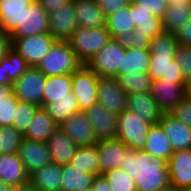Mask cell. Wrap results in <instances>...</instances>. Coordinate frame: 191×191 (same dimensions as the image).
<instances>
[{"mask_svg": "<svg viewBox=\"0 0 191 191\" xmlns=\"http://www.w3.org/2000/svg\"><path fill=\"white\" fill-rule=\"evenodd\" d=\"M0 65H5L6 75L13 83L30 67L20 54L12 48L1 58Z\"/></svg>", "mask_w": 191, "mask_h": 191, "instance_id": "cell-37", "label": "cell"}, {"mask_svg": "<svg viewBox=\"0 0 191 191\" xmlns=\"http://www.w3.org/2000/svg\"><path fill=\"white\" fill-rule=\"evenodd\" d=\"M50 34L60 41H67L78 28L72 0L48 14Z\"/></svg>", "mask_w": 191, "mask_h": 191, "instance_id": "cell-15", "label": "cell"}, {"mask_svg": "<svg viewBox=\"0 0 191 191\" xmlns=\"http://www.w3.org/2000/svg\"><path fill=\"white\" fill-rule=\"evenodd\" d=\"M84 191H94V190L92 189V187H90L88 189H85Z\"/></svg>", "mask_w": 191, "mask_h": 191, "instance_id": "cell-57", "label": "cell"}, {"mask_svg": "<svg viewBox=\"0 0 191 191\" xmlns=\"http://www.w3.org/2000/svg\"><path fill=\"white\" fill-rule=\"evenodd\" d=\"M52 163L65 165L71 162L78 145L58 125L46 142Z\"/></svg>", "mask_w": 191, "mask_h": 191, "instance_id": "cell-22", "label": "cell"}, {"mask_svg": "<svg viewBox=\"0 0 191 191\" xmlns=\"http://www.w3.org/2000/svg\"><path fill=\"white\" fill-rule=\"evenodd\" d=\"M0 84L13 86V82L6 75L5 65H0Z\"/></svg>", "mask_w": 191, "mask_h": 191, "instance_id": "cell-52", "label": "cell"}, {"mask_svg": "<svg viewBox=\"0 0 191 191\" xmlns=\"http://www.w3.org/2000/svg\"><path fill=\"white\" fill-rule=\"evenodd\" d=\"M119 85L127 94L135 92H151L152 78L148 73H123L117 78Z\"/></svg>", "mask_w": 191, "mask_h": 191, "instance_id": "cell-36", "label": "cell"}, {"mask_svg": "<svg viewBox=\"0 0 191 191\" xmlns=\"http://www.w3.org/2000/svg\"><path fill=\"white\" fill-rule=\"evenodd\" d=\"M82 65L69 43L57 40L37 68L47 77L72 74Z\"/></svg>", "mask_w": 191, "mask_h": 191, "instance_id": "cell-4", "label": "cell"}, {"mask_svg": "<svg viewBox=\"0 0 191 191\" xmlns=\"http://www.w3.org/2000/svg\"><path fill=\"white\" fill-rule=\"evenodd\" d=\"M39 108L40 107L35 104L18 101L15 110V118H13V126L24 135L31 119Z\"/></svg>", "mask_w": 191, "mask_h": 191, "instance_id": "cell-40", "label": "cell"}, {"mask_svg": "<svg viewBox=\"0 0 191 191\" xmlns=\"http://www.w3.org/2000/svg\"><path fill=\"white\" fill-rule=\"evenodd\" d=\"M95 175L83 172V169L73 167L70 163L62 165L60 191H84L92 187Z\"/></svg>", "mask_w": 191, "mask_h": 191, "instance_id": "cell-30", "label": "cell"}, {"mask_svg": "<svg viewBox=\"0 0 191 191\" xmlns=\"http://www.w3.org/2000/svg\"><path fill=\"white\" fill-rule=\"evenodd\" d=\"M50 33L49 18L38 0H35L25 10L23 22L12 34L11 38H22Z\"/></svg>", "mask_w": 191, "mask_h": 191, "instance_id": "cell-13", "label": "cell"}, {"mask_svg": "<svg viewBox=\"0 0 191 191\" xmlns=\"http://www.w3.org/2000/svg\"><path fill=\"white\" fill-rule=\"evenodd\" d=\"M23 139L13 125L0 127V154H14L18 152Z\"/></svg>", "mask_w": 191, "mask_h": 191, "instance_id": "cell-38", "label": "cell"}, {"mask_svg": "<svg viewBox=\"0 0 191 191\" xmlns=\"http://www.w3.org/2000/svg\"><path fill=\"white\" fill-rule=\"evenodd\" d=\"M168 114L175 120L191 127V95L185 97Z\"/></svg>", "mask_w": 191, "mask_h": 191, "instance_id": "cell-42", "label": "cell"}, {"mask_svg": "<svg viewBox=\"0 0 191 191\" xmlns=\"http://www.w3.org/2000/svg\"><path fill=\"white\" fill-rule=\"evenodd\" d=\"M35 0H0V27L10 35L23 22L25 10Z\"/></svg>", "mask_w": 191, "mask_h": 191, "instance_id": "cell-23", "label": "cell"}, {"mask_svg": "<svg viewBox=\"0 0 191 191\" xmlns=\"http://www.w3.org/2000/svg\"><path fill=\"white\" fill-rule=\"evenodd\" d=\"M130 12H133L136 29L131 33L128 43L148 44L152 38L163 31L162 19L152 16L133 0L130 1Z\"/></svg>", "mask_w": 191, "mask_h": 191, "instance_id": "cell-9", "label": "cell"}, {"mask_svg": "<svg viewBox=\"0 0 191 191\" xmlns=\"http://www.w3.org/2000/svg\"><path fill=\"white\" fill-rule=\"evenodd\" d=\"M158 124L168 137L173 151L191 148V127L175 120L168 113L162 115Z\"/></svg>", "mask_w": 191, "mask_h": 191, "instance_id": "cell-24", "label": "cell"}, {"mask_svg": "<svg viewBox=\"0 0 191 191\" xmlns=\"http://www.w3.org/2000/svg\"><path fill=\"white\" fill-rule=\"evenodd\" d=\"M190 2H191V0H168V6H173L176 4L185 5V4H188Z\"/></svg>", "mask_w": 191, "mask_h": 191, "instance_id": "cell-53", "label": "cell"}, {"mask_svg": "<svg viewBox=\"0 0 191 191\" xmlns=\"http://www.w3.org/2000/svg\"><path fill=\"white\" fill-rule=\"evenodd\" d=\"M109 182L111 191H137L136 182L121 168H114L103 174Z\"/></svg>", "mask_w": 191, "mask_h": 191, "instance_id": "cell-39", "label": "cell"}, {"mask_svg": "<svg viewBox=\"0 0 191 191\" xmlns=\"http://www.w3.org/2000/svg\"><path fill=\"white\" fill-rule=\"evenodd\" d=\"M28 180L29 174L18 153L0 154V181L15 187Z\"/></svg>", "mask_w": 191, "mask_h": 191, "instance_id": "cell-25", "label": "cell"}, {"mask_svg": "<svg viewBox=\"0 0 191 191\" xmlns=\"http://www.w3.org/2000/svg\"><path fill=\"white\" fill-rule=\"evenodd\" d=\"M135 180L137 191H161L170 186L168 160L140 150H129L120 166Z\"/></svg>", "mask_w": 191, "mask_h": 191, "instance_id": "cell-1", "label": "cell"}, {"mask_svg": "<svg viewBox=\"0 0 191 191\" xmlns=\"http://www.w3.org/2000/svg\"><path fill=\"white\" fill-rule=\"evenodd\" d=\"M99 175L109 170L120 168L122 159L130 148L117 138L98 140Z\"/></svg>", "mask_w": 191, "mask_h": 191, "instance_id": "cell-18", "label": "cell"}, {"mask_svg": "<svg viewBox=\"0 0 191 191\" xmlns=\"http://www.w3.org/2000/svg\"><path fill=\"white\" fill-rule=\"evenodd\" d=\"M17 153L29 175L35 170L52 163L51 154L46 142L23 137Z\"/></svg>", "mask_w": 191, "mask_h": 191, "instance_id": "cell-16", "label": "cell"}, {"mask_svg": "<svg viewBox=\"0 0 191 191\" xmlns=\"http://www.w3.org/2000/svg\"><path fill=\"white\" fill-rule=\"evenodd\" d=\"M92 189L94 191H111L109 182L103 175H96L93 179Z\"/></svg>", "mask_w": 191, "mask_h": 191, "instance_id": "cell-49", "label": "cell"}, {"mask_svg": "<svg viewBox=\"0 0 191 191\" xmlns=\"http://www.w3.org/2000/svg\"><path fill=\"white\" fill-rule=\"evenodd\" d=\"M59 126L78 146H90L97 143L92 125L84 111L76 112Z\"/></svg>", "mask_w": 191, "mask_h": 191, "instance_id": "cell-19", "label": "cell"}, {"mask_svg": "<svg viewBox=\"0 0 191 191\" xmlns=\"http://www.w3.org/2000/svg\"><path fill=\"white\" fill-rule=\"evenodd\" d=\"M42 7L45 9L47 14L57 10L59 7H63L64 4L70 2L71 0H38Z\"/></svg>", "mask_w": 191, "mask_h": 191, "instance_id": "cell-47", "label": "cell"}, {"mask_svg": "<svg viewBox=\"0 0 191 191\" xmlns=\"http://www.w3.org/2000/svg\"><path fill=\"white\" fill-rule=\"evenodd\" d=\"M62 165L50 163L29 175V181L39 191H60Z\"/></svg>", "mask_w": 191, "mask_h": 191, "instance_id": "cell-28", "label": "cell"}, {"mask_svg": "<svg viewBox=\"0 0 191 191\" xmlns=\"http://www.w3.org/2000/svg\"><path fill=\"white\" fill-rule=\"evenodd\" d=\"M161 191H183V190L178 189V188L173 187V186H169V187H167L165 189H162Z\"/></svg>", "mask_w": 191, "mask_h": 191, "instance_id": "cell-55", "label": "cell"}, {"mask_svg": "<svg viewBox=\"0 0 191 191\" xmlns=\"http://www.w3.org/2000/svg\"><path fill=\"white\" fill-rule=\"evenodd\" d=\"M125 54V41L112 38L86 64L98 77L117 78L122 69V55Z\"/></svg>", "mask_w": 191, "mask_h": 191, "instance_id": "cell-5", "label": "cell"}, {"mask_svg": "<svg viewBox=\"0 0 191 191\" xmlns=\"http://www.w3.org/2000/svg\"><path fill=\"white\" fill-rule=\"evenodd\" d=\"M72 74L47 76L43 90V106L57 99L71 98Z\"/></svg>", "mask_w": 191, "mask_h": 191, "instance_id": "cell-31", "label": "cell"}, {"mask_svg": "<svg viewBox=\"0 0 191 191\" xmlns=\"http://www.w3.org/2000/svg\"><path fill=\"white\" fill-rule=\"evenodd\" d=\"M188 84L156 79L152 81L151 95L162 112L169 113L189 95Z\"/></svg>", "mask_w": 191, "mask_h": 191, "instance_id": "cell-12", "label": "cell"}, {"mask_svg": "<svg viewBox=\"0 0 191 191\" xmlns=\"http://www.w3.org/2000/svg\"><path fill=\"white\" fill-rule=\"evenodd\" d=\"M178 44L191 46V18L174 33Z\"/></svg>", "mask_w": 191, "mask_h": 191, "instance_id": "cell-46", "label": "cell"}, {"mask_svg": "<svg viewBox=\"0 0 191 191\" xmlns=\"http://www.w3.org/2000/svg\"><path fill=\"white\" fill-rule=\"evenodd\" d=\"M135 3L149 11L152 16L162 18L168 8V0H133Z\"/></svg>", "mask_w": 191, "mask_h": 191, "instance_id": "cell-44", "label": "cell"}, {"mask_svg": "<svg viewBox=\"0 0 191 191\" xmlns=\"http://www.w3.org/2000/svg\"><path fill=\"white\" fill-rule=\"evenodd\" d=\"M191 18V2L185 5L168 6L162 16L163 31L175 33L183 23Z\"/></svg>", "mask_w": 191, "mask_h": 191, "instance_id": "cell-35", "label": "cell"}, {"mask_svg": "<svg viewBox=\"0 0 191 191\" xmlns=\"http://www.w3.org/2000/svg\"><path fill=\"white\" fill-rule=\"evenodd\" d=\"M46 76L37 68L29 67L13 83L14 96L22 102L43 107V90Z\"/></svg>", "mask_w": 191, "mask_h": 191, "instance_id": "cell-8", "label": "cell"}, {"mask_svg": "<svg viewBox=\"0 0 191 191\" xmlns=\"http://www.w3.org/2000/svg\"><path fill=\"white\" fill-rule=\"evenodd\" d=\"M151 53L147 44H134L125 41V54L122 55V69L117 77L123 73H148Z\"/></svg>", "mask_w": 191, "mask_h": 191, "instance_id": "cell-20", "label": "cell"}, {"mask_svg": "<svg viewBox=\"0 0 191 191\" xmlns=\"http://www.w3.org/2000/svg\"><path fill=\"white\" fill-rule=\"evenodd\" d=\"M78 27H106L107 17L96 0H72Z\"/></svg>", "mask_w": 191, "mask_h": 191, "instance_id": "cell-26", "label": "cell"}, {"mask_svg": "<svg viewBox=\"0 0 191 191\" xmlns=\"http://www.w3.org/2000/svg\"><path fill=\"white\" fill-rule=\"evenodd\" d=\"M13 191H39L29 180L14 187Z\"/></svg>", "mask_w": 191, "mask_h": 191, "instance_id": "cell-51", "label": "cell"}, {"mask_svg": "<svg viewBox=\"0 0 191 191\" xmlns=\"http://www.w3.org/2000/svg\"><path fill=\"white\" fill-rule=\"evenodd\" d=\"M14 187L0 181V191H13Z\"/></svg>", "mask_w": 191, "mask_h": 191, "instance_id": "cell-54", "label": "cell"}, {"mask_svg": "<svg viewBox=\"0 0 191 191\" xmlns=\"http://www.w3.org/2000/svg\"><path fill=\"white\" fill-rule=\"evenodd\" d=\"M70 164L73 167L83 169V172H89L99 175V159L97 145L78 146Z\"/></svg>", "mask_w": 191, "mask_h": 191, "instance_id": "cell-33", "label": "cell"}, {"mask_svg": "<svg viewBox=\"0 0 191 191\" xmlns=\"http://www.w3.org/2000/svg\"><path fill=\"white\" fill-rule=\"evenodd\" d=\"M18 99L13 96L7 103L0 104V127L13 125V118H15V110Z\"/></svg>", "mask_w": 191, "mask_h": 191, "instance_id": "cell-43", "label": "cell"}, {"mask_svg": "<svg viewBox=\"0 0 191 191\" xmlns=\"http://www.w3.org/2000/svg\"><path fill=\"white\" fill-rule=\"evenodd\" d=\"M107 27H78L67 42L79 61L86 65L91 58L111 40Z\"/></svg>", "mask_w": 191, "mask_h": 191, "instance_id": "cell-3", "label": "cell"}, {"mask_svg": "<svg viewBox=\"0 0 191 191\" xmlns=\"http://www.w3.org/2000/svg\"><path fill=\"white\" fill-rule=\"evenodd\" d=\"M189 95H191V82L188 84Z\"/></svg>", "mask_w": 191, "mask_h": 191, "instance_id": "cell-56", "label": "cell"}, {"mask_svg": "<svg viewBox=\"0 0 191 191\" xmlns=\"http://www.w3.org/2000/svg\"><path fill=\"white\" fill-rule=\"evenodd\" d=\"M97 92V104L106 110L117 116L127 110L128 94L116 78L99 77Z\"/></svg>", "mask_w": 191, "mask_h": 191, "instance_id": "cell-11", "label": "cell"}, {"mask_svg": "<svg viewBox=\"0 0 191 191\" xmlns=\"http://www.w3.org/2000/svg\"><path fill=\"white\" fill-rule=\"evenodd\" d=\"M170 186L184 190L191 187V148L173 151L168 160Z\"/></svg>", "mask_w": 191, "mask_h": 191, "instance_id": "cell-17", "label": "cell"}, {"mask_svg": "<svg viewBox=\"0 0 191 191\" xmlns=\"http://www.w3.org/2000/svg\"><path fill=\"white\" fill-rule=\"evenodd\" d=\"M56 41L50 33L11 38V48L19 53L30 67H37Z\"/></svg>", "mask_w": 191, "mask_h": 191, "instance_id": "cell-7", "label": "cell"}, {"mask_svg": "<svg viewBox=\"0 0 191 191\" xmlns=\"http://www.w3.org/2000/svg\"><path fill=\"white\" fill-rule=\"evenodd\" d=\"M151 53L148 75L152 80L188 83L175 59L178 42L174 33L162 31L147 44Z\"/></svg>", "mask_w": 191, "mask_h": 191, "instance_id": "cell-2", "label": "cell"}, {"mask_svg": "<svg viewBox=\"0 0 191 191\" xmlns=\"http://www.w3.org/2000/svg\"><path fill=\"white\" fill-rule=\"evenodd\" d=\"M175 59L184 79L191 82V46L178 44Z\"/></svg>", "mask_w": 191, "mask_h": 191, "instance_id": "cell-41", "label": "cell"}, {"mask_svg": "<svg viewBox=\"0 0 191 191\" xmlns=\"http://www.w3.org/2000/svg\"><path fill=\"white\" fill-rule=\"evenodd\" d=\"M43 109L58 125L80 111L77 98L73 93H71V98L57 99L53 103L45 104Z\"/></svg>", "mask_w": 191, "mask_h": 191, "instance_id": "cell-34", "label": "cell"}, {"mask_svg": "<svg viewBox=\"0 0 191 191\" xmlns=\"http://www.w3.org/2000/svg\"><path fill=\"white\" fill-rule=\"evenodd\" d=\"M130 1L131 0H97L98 6L104 12L106 17L125 8L130 4Z\"/></svg>", "mask_w": 191, "mask_h": 191, "instance_id": "cell-45", "label": "cell"}, {"mask_svg": "<svg viewBox=\"0 0 191 191\" xmlns=\"http://www.w3.org/2000/svg\"><path fill=\"white\" fill-rule=\"evenodd\" d=\"M57 126L58 124L47 114L43 107H40L31 119L23 137L47 142Z\"/></svg>", "mask_w": 191, "mask_h": 191, "instance_id": "cell-29", "label": "cell"}, {"mask_svg": "<svg viewBox=\"0 0 191 191\" xmlns=\"http://www.w3.org/2000/svg\"><path fill=\"white\" fill-rule=\"evenodd\" d=\"M98 78L86 65L72 73V93L77 98L80 111L97 104Z\"/></svg>", "mask_w": 191, "mask_h": 191, "instance_id": "cell-10", "label": "cell"}, {"mask_svg": "<svg viewBox=\"0 0 191 191\" xmlns=\"http://www.w3.org/2000/svg\"><path fill=\"white\" fill-rule=\"evenodd\" d=\"M11 48V35L0 27V60Z\"/></svg>", "mask_w": 191, "mask_h": 191, "instance_id": "cell-48", "label": "cell"}, {"mask_svg": "<svg viewBox=\"0 0 191 191\" xmlns=\"http://www.w3.org/2000/svg\"><path fill=\"white\" fill-rule=\"evenodd\" d=\"M86 118L92 125L95 138L98 140L117 137L118 116L96 104L84 110Z\"/></svg>", "mask_w": 191, "mask_h": 191, "instance_id": "cell-14", "label": "cell"}, {"mask_svg": "<svg viewBox=\"0 0 191 191\" xmlns=\"http://www.w3.org/2000/svg\"><path fill=\"white\" fill-rule=\"evenodd\" d=\"M13 96V86L0 84V104L7 103Z\"/></svg>", "mask_w": 191, "mask_h": 191, "instance_id": "cell-50", "label": "cell"}, {"mask_svg": "<svg viewBox=\"0 0 191 191\" xmlns=\"http://www.w3.org/2000/svg\"><path fill=\"white\" fill-rule=\"evenodd\" d=\"M106 27L111 38L128 41L131 33L136 29L130 4L107 16Z\"/></svg>", "mask_w": 191, "mask_h": 191, "instance_id": "cell-27", "label": "cell"}, {"mask_svg": "<svg viewBox=\"0 0 191 191\" xmlns=\"http://www.w3.org/2000/svg\"><path fill=\"white\" fill-rule=\"evenodd\" d=\"M152 124L129 110L118 116L117 139L131 150H143Z\"/></svg>", "mask_w": 191, "mask_h": 191, "instance_id": "cell-6", "label": "cell"}, {"mask_svg": "<svg viewBox=\"0 0 191 191\" xmlns=\"http://www.w3.org/2000/svg\"><path fill=\"white\" fill-rule=\"evenodd\" d=\"M143 151L151 156L169 160L173 153L171 143L159 124L151 126Z\"/></svg>", "mask_w": 191, "mask_h": 191, "instance_id": "cell-32", "label": "cell"}, {"mask_svg": "<svg viewBox=\"0 0 191 191\" xmlns=\"http://www.w3.org/2000/svg\"><path fill=\"white\" fill-rule=\"evenodd\" d=\"M127 110L138 114L152 125L158 124L164 114L153 99L151 92L129 93L127 98Z\"/></svg>", "mask_w": 191, "mask_h": 191, "instance_id": "cell-21", "label": "cell"}, {"mask_svg": "<svg viewBox=\"0 0 191 191\" xmlns=\"http://www.w3.org/2000/svg\"><path fill=\"white\" fill-rule=\"evenodd\" d=\"M183 191H191V187L184 189Z\"/></svg>", "mask_w": 191, "mask_h": 191, "instance_id": "cell-58", "label": "cell"}]
</instances>
